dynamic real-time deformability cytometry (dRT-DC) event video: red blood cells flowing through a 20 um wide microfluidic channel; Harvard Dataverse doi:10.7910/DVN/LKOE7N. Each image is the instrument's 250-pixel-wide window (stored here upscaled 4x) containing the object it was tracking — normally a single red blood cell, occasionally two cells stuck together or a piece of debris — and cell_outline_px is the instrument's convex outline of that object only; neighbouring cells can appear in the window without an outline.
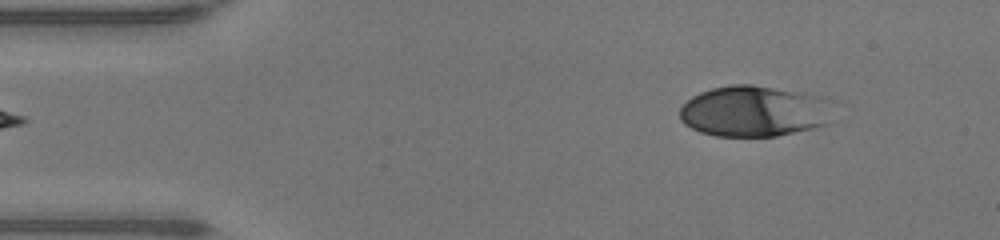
{"species": "human", "species_latin": "Homo sapiens", "temperature_condition": "warm", "stored_images_in_passage": 43, "camera_frame_rate_fps": 3000, "um_per_image_px": 0.085, "donor": {"sex": "male"}, "frame": {"image": 1, "passage_image": 1, "time_ms": 0.0, "image_size_px": [1000, 240], "cell_outline_px": [[828, 124], [812, 128], [776, 136], [716, 136], [700, 132], [684, 124], [680, 120], [680, 108], [692, 96], [700, 92], [712, 88], [732, 84], [752, 84], [812, 96]], "centroid_in_image_um": [63.79, 9.48], "position_along_channel_um": 21.2, "area_um2": 43.29}}
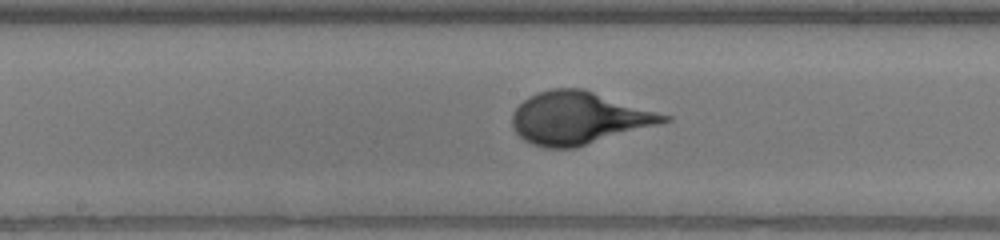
{"frame": {"image": 2, "passage_image": 19, "time_ms": 6.0, "image_size_px": [1000, 240], "cell_outline_px": [[672, 120], [576, 148], [544, 148], [532, 144], [524, 140], [512, 128], [512, 112], [528, 96], [536, 92], [552, 88], [584, 88], [672, 116]], "centroid_in_image_um": [49.18, 10.02], "position_along_channel_um": 199.0, "area_um2": 46.59}}
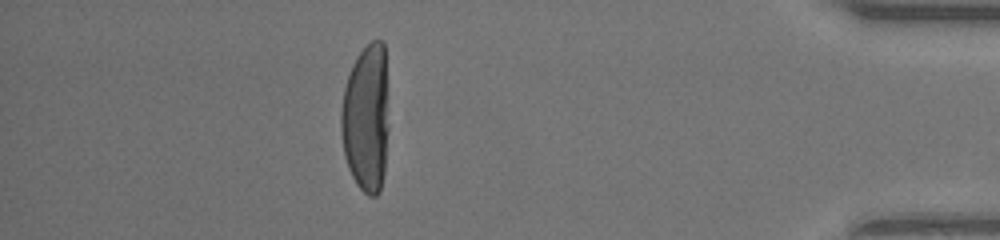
{"frame": {"image": 3, "passage_image": 37, "time_ms": 12.0, "image_size_px": [1000, 240], "cell_outline_px": [[388, 128], [384, 172], [380, 192], [376, 196], [368, 196], [356, 184], [348, 168], [344, 156], [340, 132], [340, 112], [344, 88], [352, 64], [356, 56], [372, 40], [380, 40], [384, 44]], "centroid_in_image_um": [31.1, 10.08], "position_along_channel_um": 404.1, "area_um2": 41.44}}